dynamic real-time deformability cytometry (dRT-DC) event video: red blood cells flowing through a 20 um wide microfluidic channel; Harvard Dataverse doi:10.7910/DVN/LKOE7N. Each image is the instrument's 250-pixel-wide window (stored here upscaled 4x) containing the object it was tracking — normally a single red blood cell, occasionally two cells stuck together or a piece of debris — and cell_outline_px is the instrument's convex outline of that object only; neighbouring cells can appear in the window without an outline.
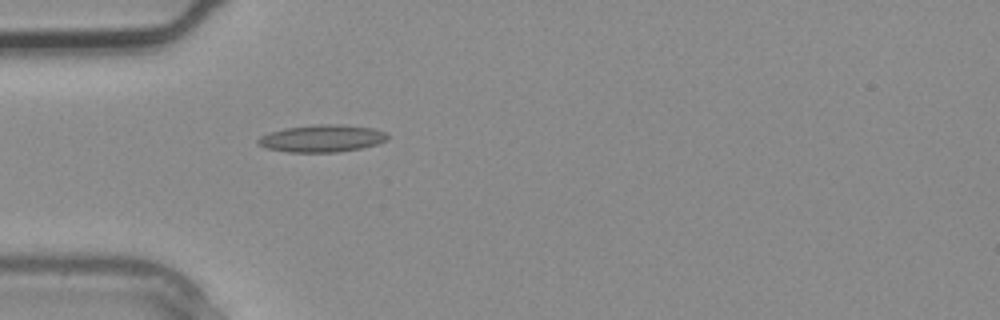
{"species": "common noctule bat (a hibernating species)", "species_latin": "Nyctalus noctula", "temperature_condition": "warm", "stored_images_in_passage": 1, "camera_frame_rate_fps": 3000, "um_per_image_px": 0.085, "animal": {"sex": "male", "body_mass_g": 20.4}, "frame": {"image": 1, "passage_image": 1, "time_ms": 0.0, "image_size_px": [1000, 320], "cell_outline_px": [[388, 140], [376, 144], [360, 148], [336, 152], [288, 152], [268, 148], [256, 144], [256, 140], [260, 136], [268, 132], [284, 128], [320, 124], [336, 124], [372, 128], [384, 132], [388, 136]], "centroid_in_image_um": [27.32, 11.76], "position_along_channel_um": 57.7, "area_um2": 20.46}}